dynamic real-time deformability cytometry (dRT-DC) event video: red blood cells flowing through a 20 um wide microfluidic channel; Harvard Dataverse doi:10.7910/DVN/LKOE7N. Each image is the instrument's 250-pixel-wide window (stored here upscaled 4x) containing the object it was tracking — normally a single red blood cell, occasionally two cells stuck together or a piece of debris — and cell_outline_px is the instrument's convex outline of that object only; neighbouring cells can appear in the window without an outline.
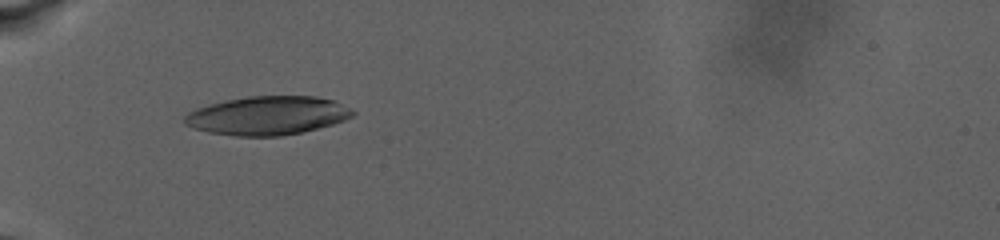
{"species": "human", "species_latin": "Homo sapiens", "temperature_condition": "warm", "stored_images_in_passage": 46, "camera_frame_rate_fps": 3000, "um_per_image_px": 0.085, "donor": {"sex": "male"}, "frame": {"image": 1, "passage_image": 1, "time_ms": 0.0, "image_size_px": [1000, 240], "cell_outline_px": [[356, 112], [352, 116], [344, 120], [332, 124], [300, 132], [280, 136], [236, 136], [208, 132], [192, 128], [184, 124], [184, 116], [188, 112], [196, 108], [208, 104], [224, 100], [248, 96], [316, 96], [336, 100], [352, 108]], "centroid_in_image_um": [22.73, 9.81], "position_along_channel_um": 62.3, "area_um2": 38.15}}
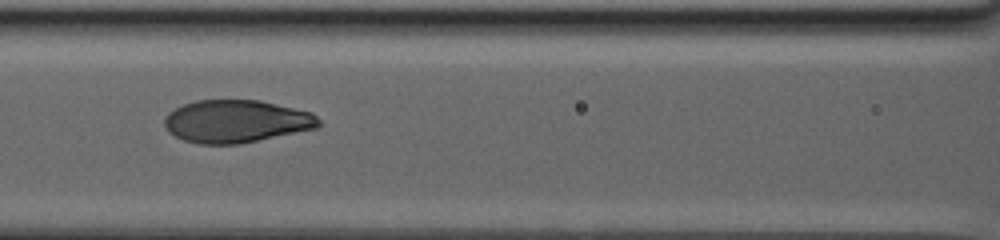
{"frame": {"image": 2, "passage_image": 32, "time_ms": 4.0, "image_size_px": [1000, 240], "cell_outline_px": [[320, 124], [316, 128], [240, 144], [200, 144], [184, 140], [168, 132], [164, 124], [164, 116], [168, 112], [184, 104], [196, 100], [260, 100], [312, 112], [320, 120]], "centroid_in_image_um": [20.06, 10.31], "position_along_channel_um": 146.5, "area_um2": 38.38}}
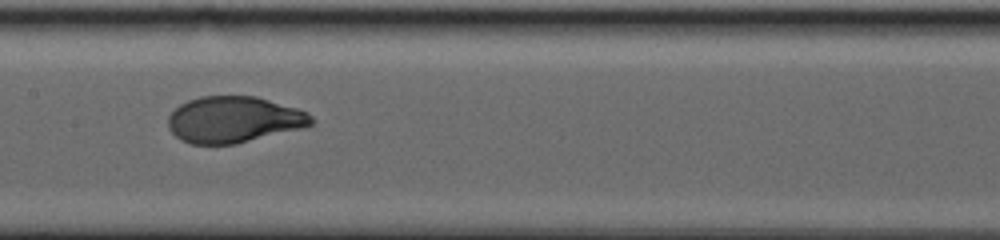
{"frame": {"image": 3, "passage_image": 45, "time_ms": 5.667, "image_size_px": [1000, 240], "cell_outline_px": [[316, 120], [308, 128], [236, 144], [192, 144], [180, 140], [168, 128], [168, 116], [180, 104], [188, 100], [200, 96], [256, 96], [296, 108], [308, 112]], "centroid_in_image_um": [19.92, 10.18], "position_along_channel_um": 187.5, "area_um2": 39.13}}